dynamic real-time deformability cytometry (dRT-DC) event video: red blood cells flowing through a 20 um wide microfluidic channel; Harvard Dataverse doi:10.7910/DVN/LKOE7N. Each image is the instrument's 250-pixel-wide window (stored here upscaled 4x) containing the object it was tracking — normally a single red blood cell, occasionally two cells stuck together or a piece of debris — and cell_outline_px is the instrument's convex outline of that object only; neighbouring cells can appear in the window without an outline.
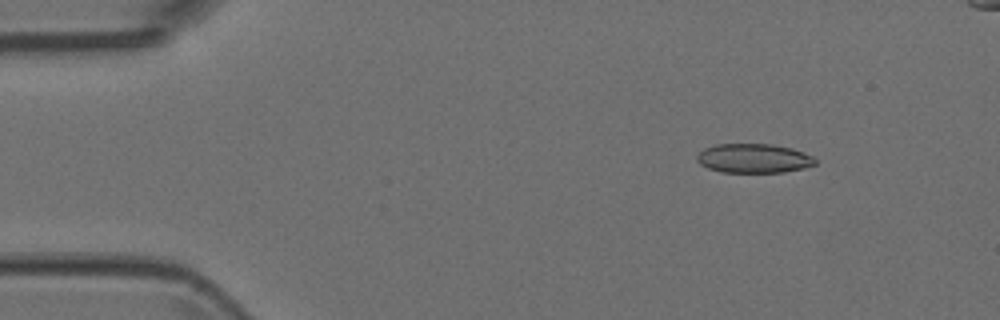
{"species": "Egyptian fruit bat (a non-hibernating species)", "species_latin": "Rousettus aegyptiacus", "temperature_condition": "room temperature", "stored_images_in_passage": 5, "camera_frame_rate_fps": 3000, "um_per_image_px": 0.085, "animal": {"sex": "female"}, "frame": {"image": 1, "passage_image": 2, "time_ms": 0.333, "image_size_px": [1000, 320], "cell_outline_px": [[816, 164], [804, 168], [784, 172], [720, 172], [708, 168], [700, 164], [696, 160], [696, 156], [704, 148], [716, 144], [772, 144], [792, 148], [804, 152], [812, 156], [816, 160]], "centroid_in_image_um": [64.06, 13.46], "position_along_channel_um": 20.9, "area_um2": 20.23}}